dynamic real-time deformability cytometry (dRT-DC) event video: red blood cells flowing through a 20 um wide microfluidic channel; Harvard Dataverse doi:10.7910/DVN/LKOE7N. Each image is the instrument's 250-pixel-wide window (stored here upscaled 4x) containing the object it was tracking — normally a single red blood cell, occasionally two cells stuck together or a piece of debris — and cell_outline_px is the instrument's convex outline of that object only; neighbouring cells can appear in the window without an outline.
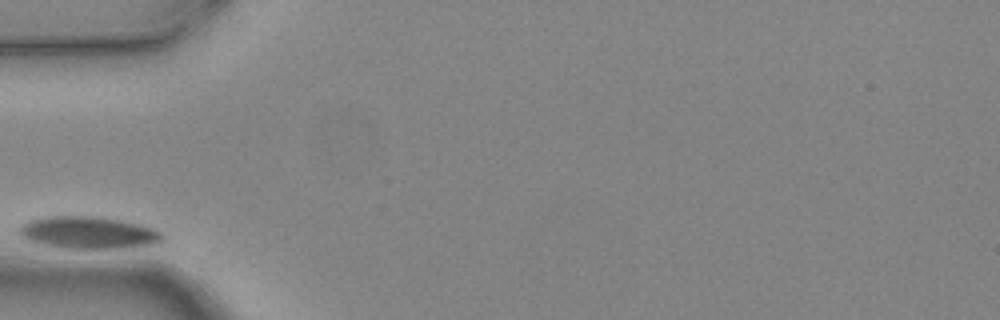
{"species": "common noctule bat (a hibernating species)", "species_latin": "Nyctalus noctula", "temperature_condition": "warm", "stored_images_in_passage": 3, "camera_frame_rate_fps": 3000, "um_per_image_px": 0.085, "animal": {"sex": "female", "body_mass_g": 24.6, "forearm_length_mm": 56.2}, "frame": {"image": 1, "passage_image": 1, "time_ms": 0.0, "image_size_px": [1000, 320], "cell_outline_px": [[164, 236], [160, 240], [148, 244], [100, 248], [92, 248], [44, 244], [28, 240], [20, 236], [20, 228], [28, 220], [44, 216], [100, 216], [124, 220], [140, 224], [152, 228], [160, 232]], "centroid_in_image_um": [7.47, 19.71], "position_along_channel_um": 77.5, "area_um2": 25.89}}
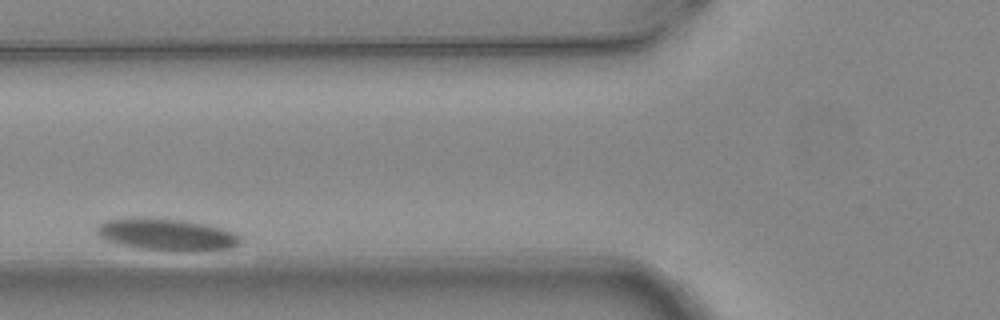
{"frame": {"image": 2, "passage_image": 2, "time_ms": 0.333, "image_size_px": [1000, 320], "cell_outline_px": [[240, 244], [228, 248], [136, 248], [116, 244], [100, 236], [96, 232], [96, 228], [104, 220], [124, 216], [156, 216], [188, 220], [220, 228], [232, 232], [240, 236]], "centroid_in_image_um": [14.01, 19.83], "position_along_channel_um": 111.8, "area_um2": 26.18}}